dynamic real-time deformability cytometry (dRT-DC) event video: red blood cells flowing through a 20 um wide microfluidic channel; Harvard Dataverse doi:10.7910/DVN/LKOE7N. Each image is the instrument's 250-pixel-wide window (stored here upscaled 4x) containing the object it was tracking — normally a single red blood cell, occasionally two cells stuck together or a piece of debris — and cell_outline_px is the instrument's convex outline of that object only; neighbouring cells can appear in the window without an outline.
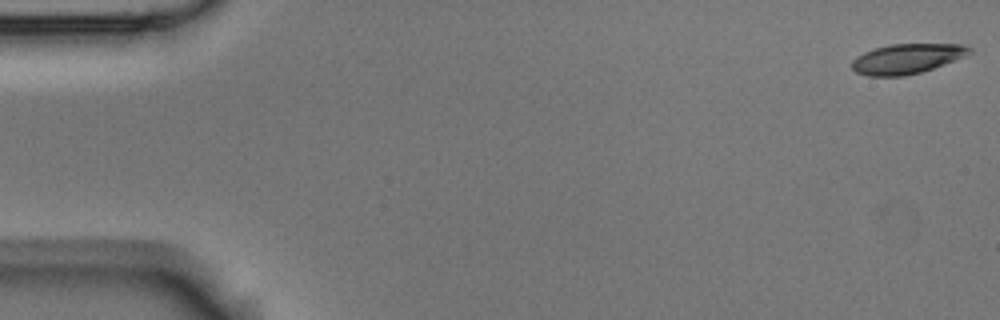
{"species": "Egyptian fruit bat (a non-hibernating species)", "species_latin": "Rousettus aegyptiacus", "temperature_condition": "room temperature", "stored_images_in_passage": 4, "camera_frame_rate_fps": 3000, "um_per_image_px": 0.085, "animal": {"sex": "male"}, "frame": {"image": 1, "passage_image": 1, "time_ms": 0.0, "image_size_px": [1000, 320], "cell_outline_px": [[972, 52], [964, 56], [944, 64], [920, 72], [904, 76], [868, 76], [856, 72], [852, 68], [852, 60], [864, 52], [888, 44], [964, 44], [972, 48]], "centroid_in_image_um": [77.08, 4.98], "position_along_channel_um": 7.9, "area_um2": 20.35}}
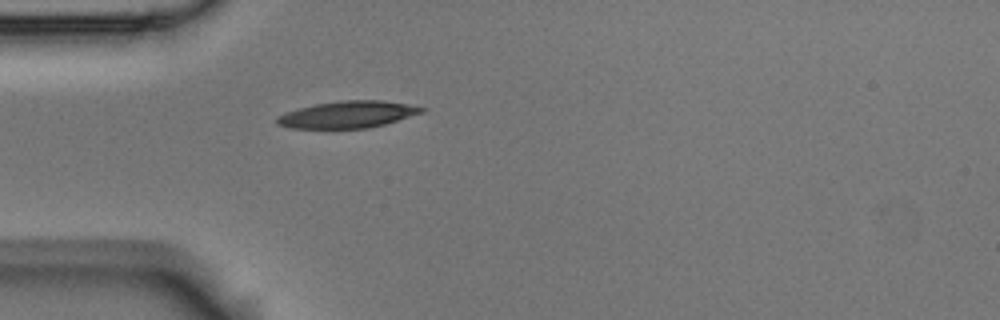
{"frame": {"image": 2, "passage_image": 4, "time_ms": 1.0, "image_size_px": [1000, 320], "cell_outline_px": [[428, 108], [424, 112], [384, 124], [368, 128], [332, 132], [288, 128], [276, 124], [276, 116], [284, 112], [316, 104], [344, 100], [380, 100], [408, 104]], "centroid_in_image_um": [29.47, 9.79], "position_along_channel_um": 55.5, "area_um2": 23.76}}